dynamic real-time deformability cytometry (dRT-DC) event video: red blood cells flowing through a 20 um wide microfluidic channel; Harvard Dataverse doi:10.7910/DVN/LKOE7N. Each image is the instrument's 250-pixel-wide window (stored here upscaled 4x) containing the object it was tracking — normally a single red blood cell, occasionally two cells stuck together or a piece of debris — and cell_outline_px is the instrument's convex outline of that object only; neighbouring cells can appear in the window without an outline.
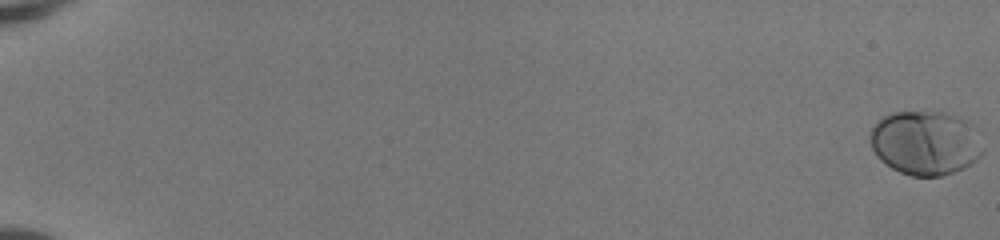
{"species": "human", "species_latin": "Homo sapiens", "temperature_condition": "room temperature", "stored_images_in_passage": 53, "camera_frame_rate_fps": 3000, "um_per_image_px": 0.085, "donor": {"sex": "female"}, "frame": {"image": 1, "passage_image": 1, "time_ms": 0.0, "image_size_px": [1000, 240], "cell_outline_px": [[984, 152], [976, 160], [964, 168], [940, 176], [912, 176], [900, 172], [892, 168], [880, 160], [876, 156], [868, 140], [868, 136], [876, 120], [892, 112], [948, 112], [960, 116], [968, 120], [976, 128], [984, 148]], "centroid_in_image_um": [78.67, 12.12], "position_along_channel_um": 6.3, "area_um2": 42.95}}
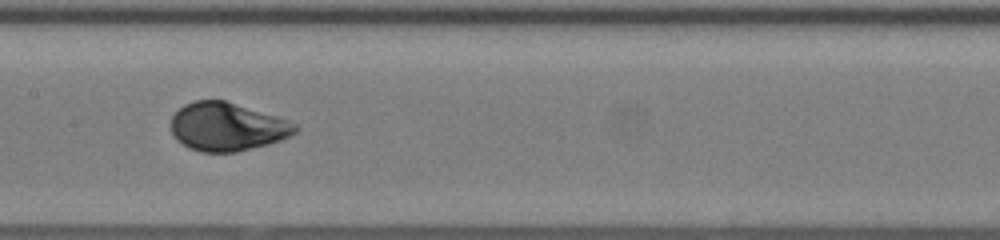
{"frame": {"image": 2, "passage_image": 30, "time_ms": 9.667, "image_size_px": [1000, 240], "cell_outline_px": [[300, 128], [292, 136], [268, 144], [236, 152], [200, 152], [188, 148], [176, 140], [172, 132], [172, 116], [184, 104], [196, 100], [224, 100], [276, 116], [288, 120], [296, 124]], "centroid_in_image_um": [19.31, 10.78], "position_along_channel_um": 188.1, "area_um2": 34.97}}
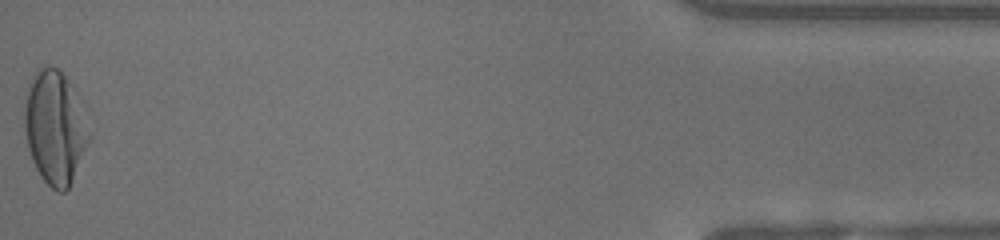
{"frame": {"image": 3, "passage_image": 53, "time_ms": 17.333, "image_size_px": [1000, 240], "cell_outline_px": [[92, 136], [72, 180], [68, 188], [64, 192], [56, 192], [40, 176], [32, 160], [28, 148], [24, 128], [24, 108], [28, 88], [36, 68], [56, 68], [64, 76], [84, 100], [92, 132]], "centroid_in_image_um": [4.73, 10.83], "position_along_channel_um": 430.5, "area_um2": 43.41}, "authors_computed_cell_mechanics": {"area_um2": 36.7608, "velocity_mm_per_s": 4.1558, "shape_relaxation_time_tau1_ms": 3.0974, "shape_relaxation_time_tau2_ms": null, "deformation_change_tau1": 0.1739, "deformation_change_tau2": null}}